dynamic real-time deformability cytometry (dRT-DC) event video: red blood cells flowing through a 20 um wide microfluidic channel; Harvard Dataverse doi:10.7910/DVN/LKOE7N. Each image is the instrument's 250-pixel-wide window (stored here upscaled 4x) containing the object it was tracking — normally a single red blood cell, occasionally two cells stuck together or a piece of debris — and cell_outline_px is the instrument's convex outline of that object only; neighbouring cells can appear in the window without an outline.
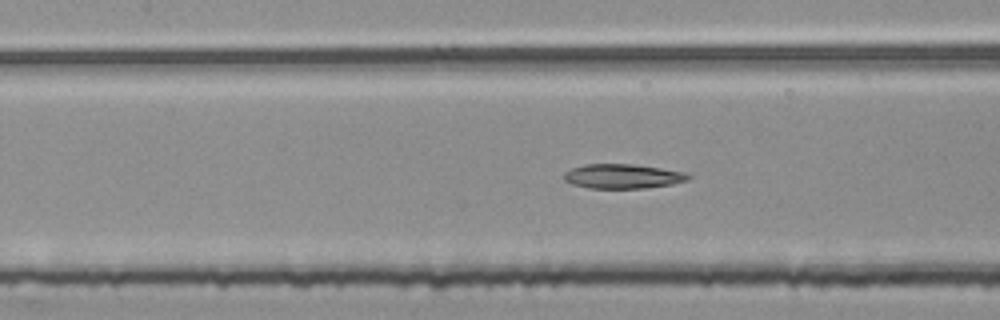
{"species": "common noctule bat (a hibernating species)", "species_latin": "Nyctalus noctula", "temperature_condition": "room temperature", "stored_images_in_passage": 54, "segment_of_instrument_passage": [2, 2], "camera_frame_rate_fps": 3000, "um_per_image_px": 0.085, "animal": {"sex": "female", "body_mass_g": 25.1}, "frame": {"image": 1, "passage_image": 24, "time_ms": 7.667, "image_size_px": [1000, 320], "cell_outline_px": [[692, 176], [688, 180], [672, 184], [644, 188], [588, 188], [572, 184], [564, 180], [564, 172], [572, 168], [584, 164], [632, 164], [660, 168], [684, 172]], "centroid_in_image_um": [52.91, 14.98], "position_along_channel_um": 154.5, "area_um2": 17.69}}
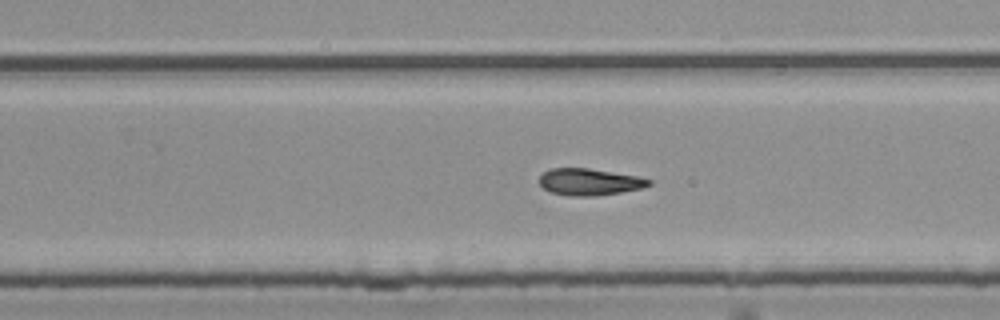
{"frame": {"image": 2, "passage_image": 34, "time_ms": 11.0, "image_size_px": [1000, 320], "cell_outline_px": [[652, 184], [644, 188], [596, 196], [572, 196], [548, 192], [540, 184], [540, 176], [544, 172], [552, 168], [588, 168], [636, 176], [652, 180]], "centroid_in_image_um": [50.11, 15.47], "position_along_channel_um": 279.7, "area_um2": 17.05}}
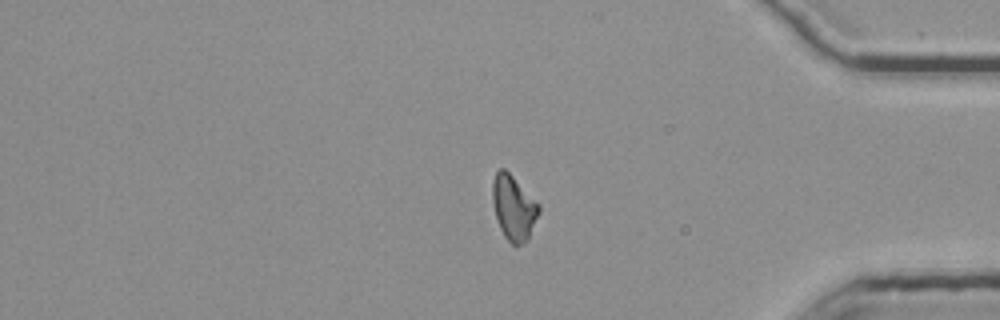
{"frame": {"image": 3, "passage_image": 45, "time_ms": 14.667, "image_size_px": [1000, 320], "cell_outline_px": [[540, 212], [528, 240], [524, 244], [512, 244], [504, 236], [500, 228], [496, 216], [492, 200], [492, 180], [496, 172], [500, 168], [504, 168], [512, 176], [540, 208]], "centroid_in_image_um": [43.63, 17.68], "position_along_channel_um": 391.6, "area_um2": 17.11}}